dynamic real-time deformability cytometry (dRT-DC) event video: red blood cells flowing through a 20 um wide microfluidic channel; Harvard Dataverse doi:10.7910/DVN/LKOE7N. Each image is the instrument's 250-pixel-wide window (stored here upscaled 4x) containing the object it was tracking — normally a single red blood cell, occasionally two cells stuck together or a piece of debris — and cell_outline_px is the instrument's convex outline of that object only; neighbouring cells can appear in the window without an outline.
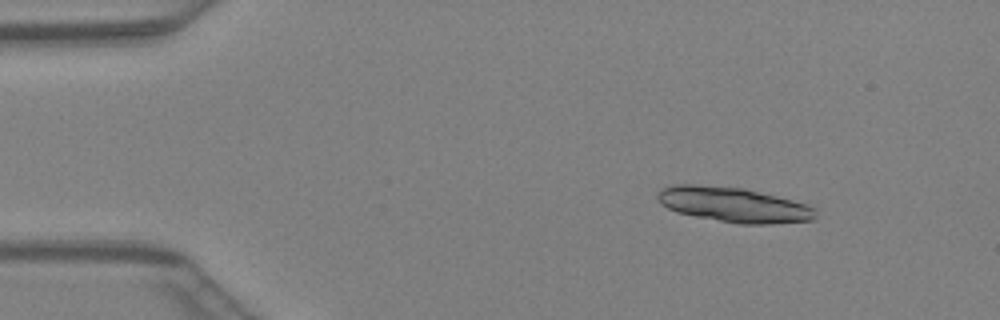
{"species": "Egyptian fruit bat (a non-hibernating species)", "species_latin": "Rousettus aegyptiacus", "temperature_condition": "warm", "stored_images_in_passage": 25, "segment_of_instrument_passage": [1, 2], "camera_frame_rate_fps": 3000, "um_per_image_px": 0.085, "animal": {"sex": "female"}, "frame": {"image": 1, "passage_image": 6, "time_ms": 1.667, "image_size_px": [1000, 320], "cell_outline_px": [[816, 220], [768, 224], [740, 224], [696, 216], [676, 212], [660, 204], [656, 196], [664, 188], [672, 184], [696, 184], [744, 188], [808, 204], [816, 208]], "centroid_in_image_um": [62.38, 17.4], "position_along_channel_um": 22.6, "area_um2": 32.19}}